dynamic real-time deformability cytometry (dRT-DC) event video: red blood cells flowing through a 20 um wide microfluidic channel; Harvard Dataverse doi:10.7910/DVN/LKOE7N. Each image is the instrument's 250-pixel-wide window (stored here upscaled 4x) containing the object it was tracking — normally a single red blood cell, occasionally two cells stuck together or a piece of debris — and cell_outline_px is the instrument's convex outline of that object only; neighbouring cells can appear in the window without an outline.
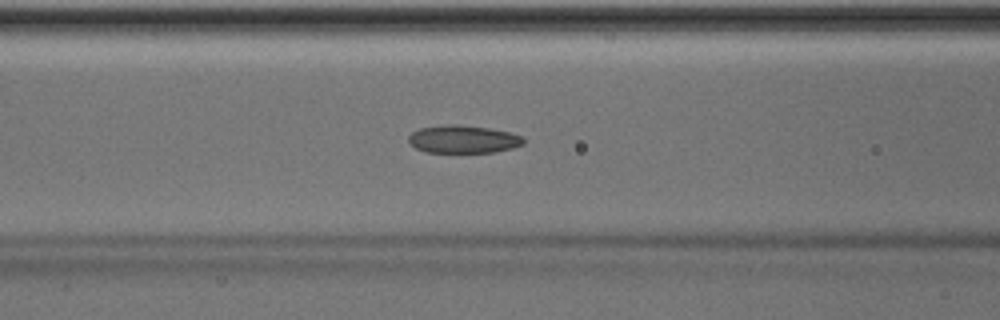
{"species": "Egyptian fruit bat (a non-hibernating species)", "species_latin": "Rousettus aegyptiacus", "temperature_condition": "room temperature", "stored_images_in_passage": 36, "camera_frame_rate_fps": 3000, "um_per_image_px": 0.085, "animal": {"sex": "male"}, "frame": {"image": 1, "passage_image": 6, "time_ms": 1.667, "image_size_px": [1000, 320], "cell_outline_px": [[524, 144], [512, 148], [496, 152], [424, 152], [416, 148], [408, 140], [408, 136], [412, 132], [420, 128], [448, 124], [456, 124], [488, 128], [508, 132], [524, 136]], "centroid_in_image_um": [39.38, 11.83], "position_along_channel_um": 127.2, "area_um2": 18.61}}
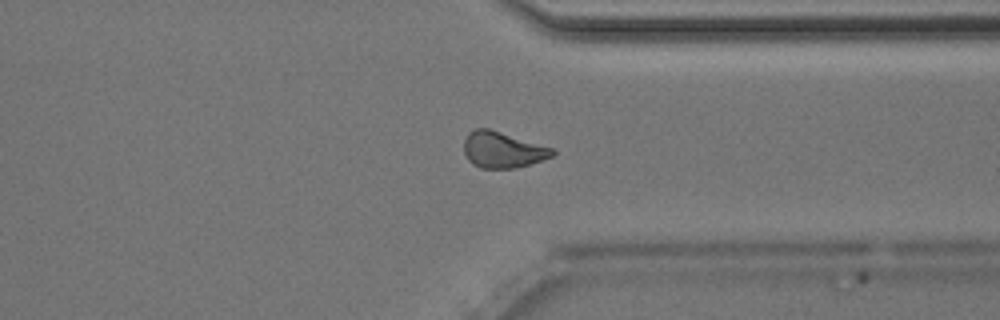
{"frame": {"image": 2, "passage_image": 24, "time_ms": 7.667, "image_size_px": [1000, 320], "cell_outline_px": [[556, 152], [552, 156], [528, 164], [512, 168], [480, 168], [472, 164], [468, 160], [464, 152], [464, 140], [468, 132], [476, 128], [488, 128], [556, 148]], "centroid_in_image_um": [42.72, 12.72], "position_along_channel_um": 368.7, "area_um2": 18.67}}
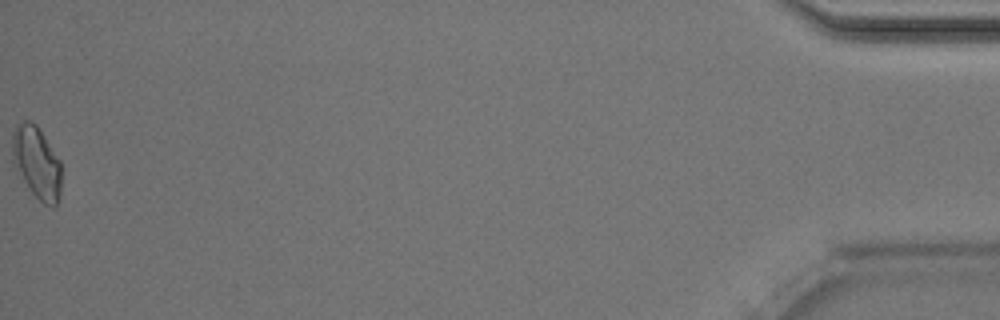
{"frame": {"image": 3, "passage_image": 36, "time_ms": 11.667, "image_size_px": [1000, 320], "cell_outline_px": [[60, 196], [56, 208], [52, 208], [44, 204], [32, 192], [24, 180], [12, 160], [12, 132], [16, 124], [24, 120], [28, 120], [36, 124], [60, 160]], "centroid_in_image_um": [3.12, 13.81], "position_along_channel_um": 432.1, "area_um2": 20.52}, "authors_computed_cell_mechanics": {"area_um2": 18.8139, "velocity_mm_per_s": 4.0256, "shape_relaxation_time_tau1_ms": 9.6023, "shape_relaxation_time_tau2_ms": 6.195, "deformation_change_tau1": 0.1624, "deformation_change_tau2": 0.1227}}